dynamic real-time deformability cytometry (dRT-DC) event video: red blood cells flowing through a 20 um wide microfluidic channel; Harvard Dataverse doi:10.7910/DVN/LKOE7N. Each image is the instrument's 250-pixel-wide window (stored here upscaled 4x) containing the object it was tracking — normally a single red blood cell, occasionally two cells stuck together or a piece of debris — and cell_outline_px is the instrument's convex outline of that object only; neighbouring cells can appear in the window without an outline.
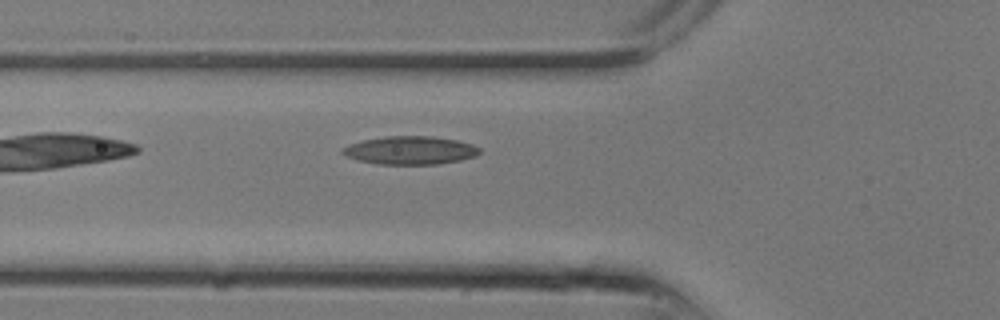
{"species": "common noctule bat (a hibernating species)", "species_latin": "Nyctalus noctula", "temperature_condition": "room temperature", "stored_images_in_passage": 5, "camera_frame_rate_fps": 3000, "um_per_image_px": 0.085, "animal": {"sex": "male", "body_mass_g": 13.3}, "frame": {"image": 1, "passage_image": 5, "time_ms": 1.333, "image_size_px": [1000, 320], "cell_outline_px": [[480, 152], [476, 156], [460, 160], [440, 164], [376, 164], [356, 160], [340, 152], [340, 148], [348, 144], [364, 140], [384, 136], [432, 136], [456, 140], [472, 144], [480, 148]], "centroid_in_image_um": [34.84, 12.78], "position_along_channel_um": 91.0, "area_um2": 22.66}}